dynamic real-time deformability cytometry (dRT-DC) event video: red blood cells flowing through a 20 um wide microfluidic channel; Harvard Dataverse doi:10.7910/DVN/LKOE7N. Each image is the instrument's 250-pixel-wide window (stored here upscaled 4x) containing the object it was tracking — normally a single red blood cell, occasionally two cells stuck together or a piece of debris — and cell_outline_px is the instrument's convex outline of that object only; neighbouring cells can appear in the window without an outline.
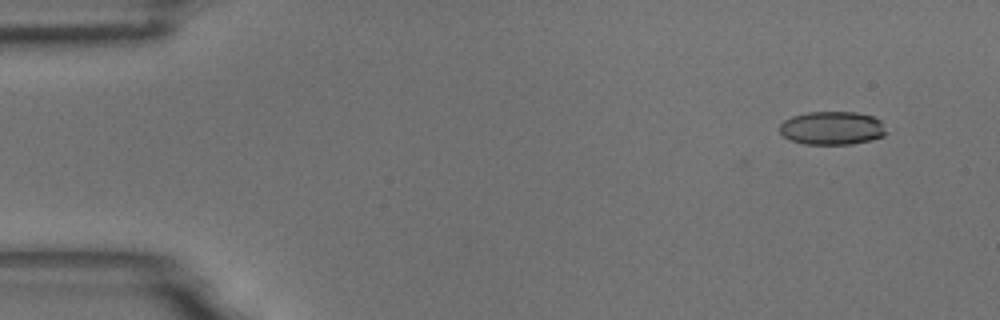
{"species": "common noctule bat (a hibernating species)", "species_latin": "Nyctalus noctula", "temperature_condition": "room temperature", "stored_images_in_passage": 4, "camera_frame_rate_fps": 3000, "um_per_image_px": 0.085, "animal": {"sex": "male", "body_mass_g": 18.8}, "frame": {"image": 1, "passage_image": 1, "time_ms": 0.0, "image_size_px": [1000, 320], "cell_outline_px": [[888, 132], [884, 136], [852, 144], [804, 144], [788, 140], [780, 132], [780, 124], [784, 120], [792, 116], [808, 112], [856, 112], [872, 116], [880, 120]], "centroid_in_image_um": [70.72, 10.89], "position_along_channel_um": 14.3, "area_um2": 20.81}}